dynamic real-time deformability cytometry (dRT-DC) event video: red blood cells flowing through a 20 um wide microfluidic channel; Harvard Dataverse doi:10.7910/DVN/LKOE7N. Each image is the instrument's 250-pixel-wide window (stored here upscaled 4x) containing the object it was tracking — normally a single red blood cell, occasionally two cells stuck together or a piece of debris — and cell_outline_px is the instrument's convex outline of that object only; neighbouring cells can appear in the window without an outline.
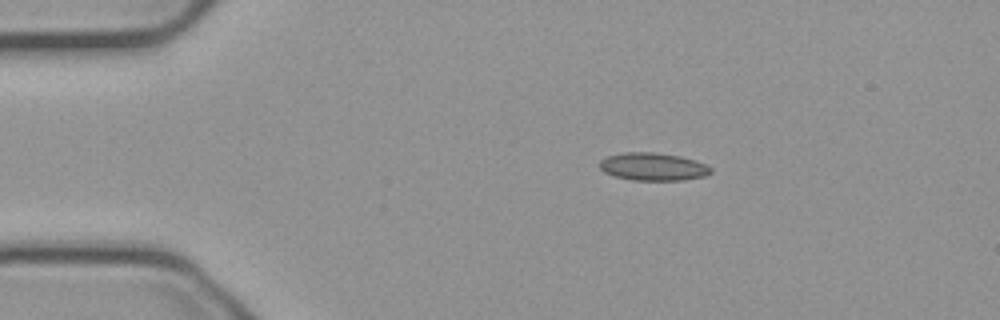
{"species": "common noctule bat (a hibernating species)", "species_latin": "Nyctalus noctula", "temperature_condition": "cold", "stored_images_in_passage": 46, "camera_frame_rate_fps": 3000, "um_per_image_px": 0.085, "animal": {"sex": "male", "body_mass_g": 23.1, "forearm_length_mm": 52.7}, "frame": {"image": 1, "passage_image": 1, "time_ms": 0.0, "image_size_px": [1000, 320], "cell_outline_px": [[712, 172], [704, 176], [680, 180], [632, 180], [616, 176], [604, 172], [600, 168], [600, 160], [608, 156], [624, 152], [652, 152], [680, 156], [704, 164], [712, 168]], "centroid_in_image_um": [55.49, 14.17], "position_along_channel_um": 29.5, "area_um2": 17.74}}
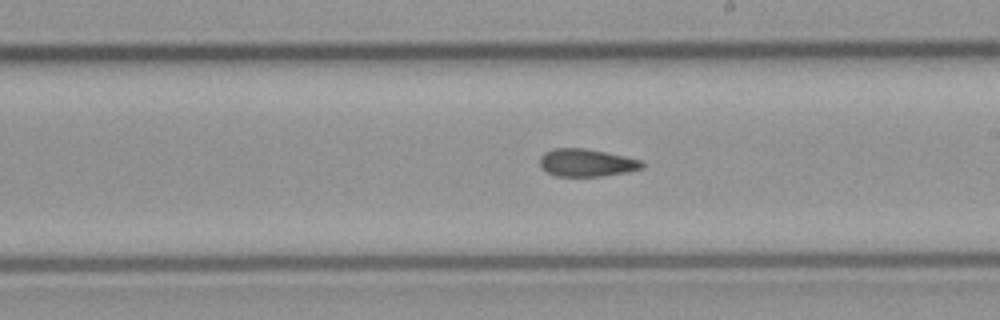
{"frame": {"image": 2, "passage_image": 22, "time_ms": 7.0, "image_size_px": [1000, 320], "cell_outline_px": [[644, 168], [628, 172], [600, 176], [556, 176], [548, 172], [540, 164], [540, 156], [544, 152], [552, 148], [584, 148], [624, 156], [640, 160], [644, 164]], "centroid_in_image_um": [49.86, 13.83], "position_along_channel_um": 239.1, "area_um2": 16.36}}
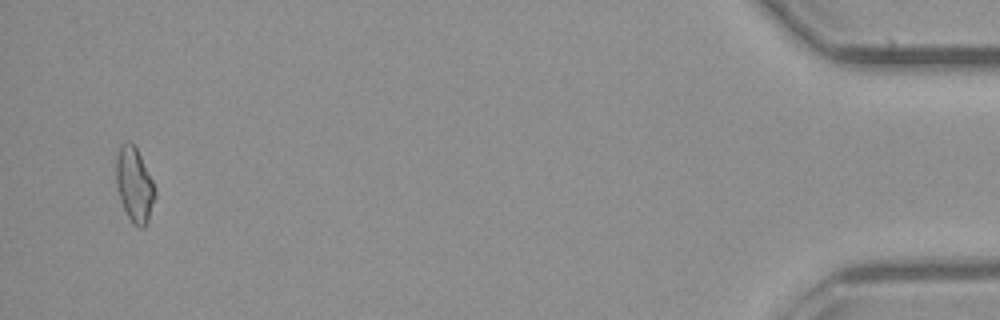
{"frame": {"image": 3, "passage_image": 44, "time_ms": 14.333, "image_size_px": [1000, 320], "cell_outline_px": [[156, 196], [148, 224], [144, 228], [136, 228], [132, 224], [120, 200], [116, 184], [116, 156], [120, 144], [128, 140], [136, 148], [156, 188]], "centroid_in_image_um": [11.43, 15.76], "position_along_channel_um": 423.8, "area_um2": 17.17}, "authors_computed_cell_mechanics": {"area_um2": 16.7042, "velocity_mm_per_s": 3.7504, "shape_relaxation_time_tau1_ms": null, "shape_relaxation_time_tau2_ms": 2.9094, "deformation_change_tau1": null, "deformation_change_tau2": 0.0909}}